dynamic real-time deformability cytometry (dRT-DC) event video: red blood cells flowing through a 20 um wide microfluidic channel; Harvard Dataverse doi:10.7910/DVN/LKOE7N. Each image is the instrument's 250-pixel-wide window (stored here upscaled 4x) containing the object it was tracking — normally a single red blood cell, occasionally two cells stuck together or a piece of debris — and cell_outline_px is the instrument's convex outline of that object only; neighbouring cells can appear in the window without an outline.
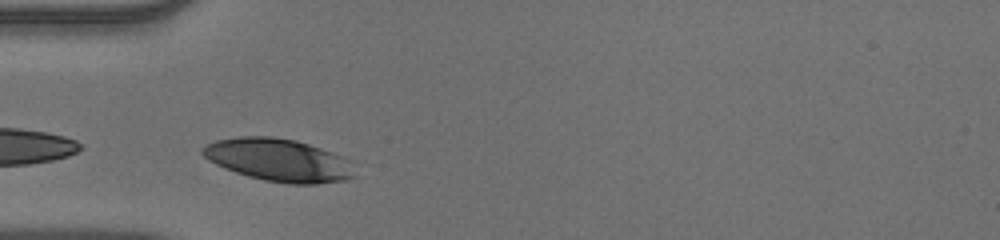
{"species": "human", "species_latin": "Homo sapiens", "temperature_condition": "warm", "stored_images_in_passage": 27, "camera_frame_rate_fps": 3000, "um_per_image_px": 0.085, "donor": {"sex": "male"}, "frame": {"image": 1, "passage_image": 1, "time_ms": 0.0, "image_size_px": [1000, 240], "cell_outline_px": [[352, 176], [348, 180], [316, 184], [288, 184], [264, 180], [248, 176], [224, 168], [208, 160], [200, 152], [200, 148], [216, 140], [240, 136], [272, 136], [296, 140], [320, 148], [340, 156], [348, 160]], "centroid_in_image_um": [23.61, 13.6], "position_along_channel_um": 61.4, "area_um2": 37.51}}
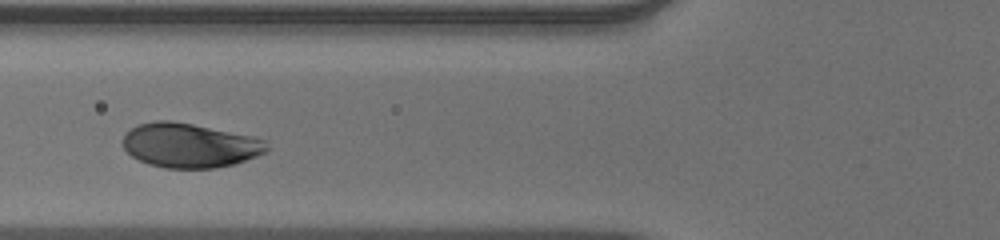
{"frame": {"image": 2, "passage_image": 5, "time_ms": 1.333, "image_size_px": [1000, 240], "cell_outline_px": [[272, 148], [256, 156], [232, 164], [216, 168], [164, 168], [148, 164], [132, 156], [124, 148], [124, 136], [136, 124], [156, 120], [172, 120], [192, 124], [248, 136], [264, 140]], "centroid_in_image_um": [16.1, 12.36], "position_along_channel_um": 109.7, "area_um2": 36.82}}
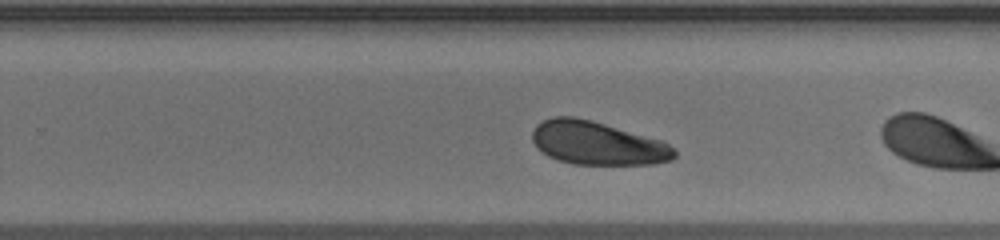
{"frame": {"image": 3, "passage_image": 16, "time_ms": 5.0, "image_size_px": [1000, 240], "cell_outline_px": [[676, 156], [672, 160], [652, 164], [572, 164], [556, 160], [548, 156], [536, 148], [532, 140], [532, 132], [536, 124], [552, 116], [572, 116], [592, 120], [664, 140], [676, 152]], "centroid_in_image_um": [50.76, 12.16], "position_along_channel_um": 279.0, "area_um2": 36.3}}